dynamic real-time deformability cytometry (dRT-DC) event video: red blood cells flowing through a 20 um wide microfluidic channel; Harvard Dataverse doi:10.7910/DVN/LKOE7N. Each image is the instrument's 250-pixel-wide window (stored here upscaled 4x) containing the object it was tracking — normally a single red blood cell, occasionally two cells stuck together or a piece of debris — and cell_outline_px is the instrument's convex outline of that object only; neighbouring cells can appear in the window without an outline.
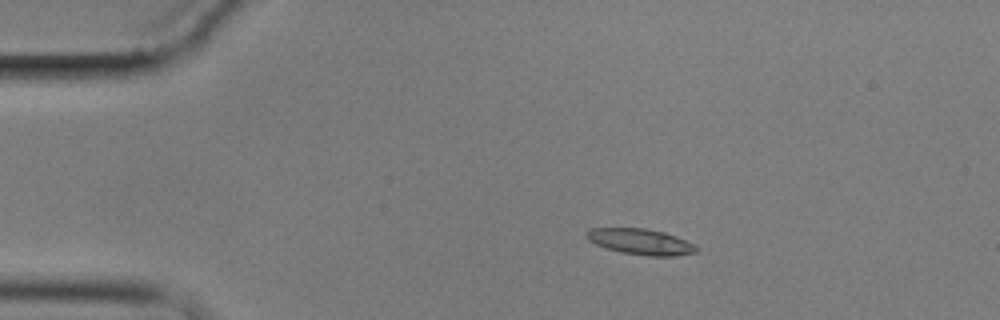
{"species": "common noctule bat (a hibernating species)", "species_latin": "Nyctalus noctula", "temperature_condition": "cold", "stored_images_in_passage": 5, "camera_frame_rate_fps": 3000, "um_per_image_px": 0.085, "animal": {"sex": "male", "body_mass_g": 17.9}, "frame": {"image": 1, "passage_image": 3, "time_ms": 2.667, "image_size_px": [1000, 320], "cell_outline_px": [[700, 248], [696, 252], [676, 256], [648, 256], [620, 252], [596, 244], [588, 240], [584, 236], [588, 228], [644, 228], [664, 232], [676, 236], [696, 244]], "centroid_in_image_um": [54.47, 20.54], "position_along_channel_um": 30.5, "area_um2": 16.7}}